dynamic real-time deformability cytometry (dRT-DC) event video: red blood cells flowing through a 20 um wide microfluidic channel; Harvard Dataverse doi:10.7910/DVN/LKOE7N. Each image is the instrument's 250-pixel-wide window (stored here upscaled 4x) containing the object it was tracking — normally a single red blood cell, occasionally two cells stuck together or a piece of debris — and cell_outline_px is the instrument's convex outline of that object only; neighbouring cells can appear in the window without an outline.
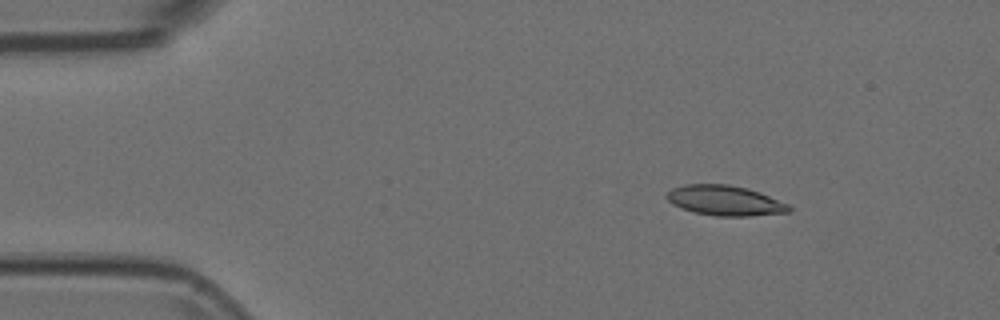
{"species": "Egyptian fruit bat (a non-hibernating species)", "species_latin": "Rousettus aegyptiacus", "temperature_condition": "room temperature", "stored_images_in_passage": 51, "camera_frame_rate_fps": 3000, "um_per_image_px": 0.085, "animal": {"sex": "female"}, "frame": {"image": 1, "passage_image": 4, "time_ms": 1.0, "image_size_px": [1000, 320], "cell_outline_px": [[792, 208], [788, 212], [748, 216], [716, 216], [696, 212], [672, 204], [664, 196], [672, 188], [684, 184], [728, 184], [748, 188], [760, 192], [788, 204]], "centroid_in_image_um": [61.61, 17.03], "position_along_channel_um": 23.4, "area_um2": 21.33}}
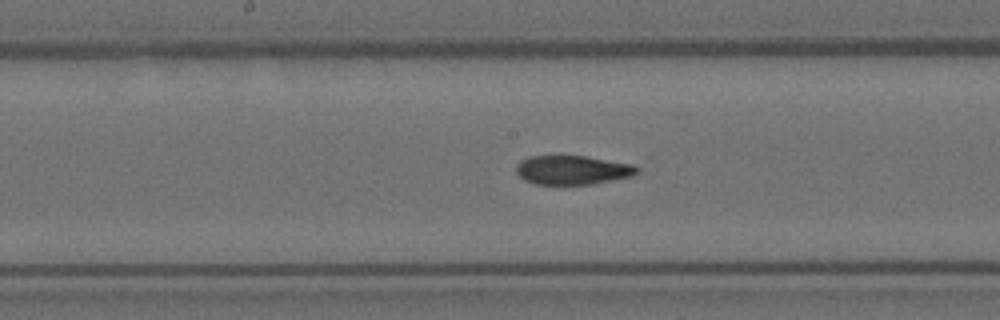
{"frame": {"image": 2, "passage_image": 24, "time_ms": 7.667, "image_size_px": [1000, 320], "cell_outline_px": [[640, 172], [632, 176], [592, 184], [536, 184], [524, 180], [516, 172], [516, 164], [520, 160], [528, 156], [584, 156], [632, 164], [640, 168]], "centroid_in_image_um": [48.65, 14.45], "position_along_channel_um": 199.5, "area_um2": 20.46}}
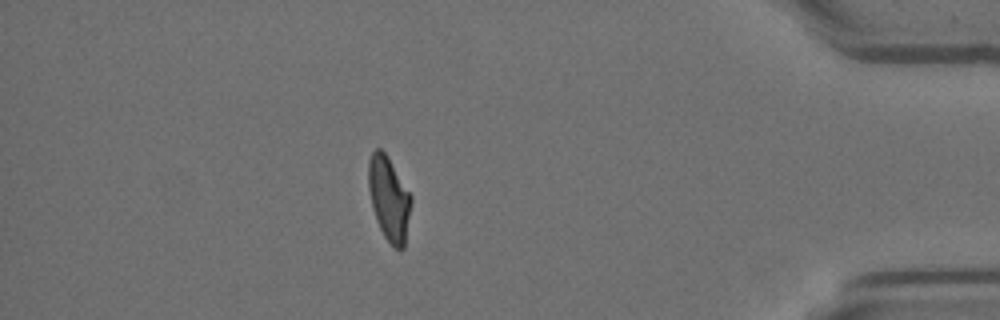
{"frame": {"image": 3, "passage_image": 44, "time_ms": 14.333, "image_size_px": [1000, 320], "cell_outline_px": [[412, 200], [404, 248], [396, 248], [384, 236], [376, 220], [372, 208], [368, 188], [368, 160], [372, 152], [376, 148], [380, 148], [388, 156], [412, 196]], "centroid_in_image_um": [33.05, 16.84], "position_along_channel_um": 402.1, "area_um2": 20.92}}